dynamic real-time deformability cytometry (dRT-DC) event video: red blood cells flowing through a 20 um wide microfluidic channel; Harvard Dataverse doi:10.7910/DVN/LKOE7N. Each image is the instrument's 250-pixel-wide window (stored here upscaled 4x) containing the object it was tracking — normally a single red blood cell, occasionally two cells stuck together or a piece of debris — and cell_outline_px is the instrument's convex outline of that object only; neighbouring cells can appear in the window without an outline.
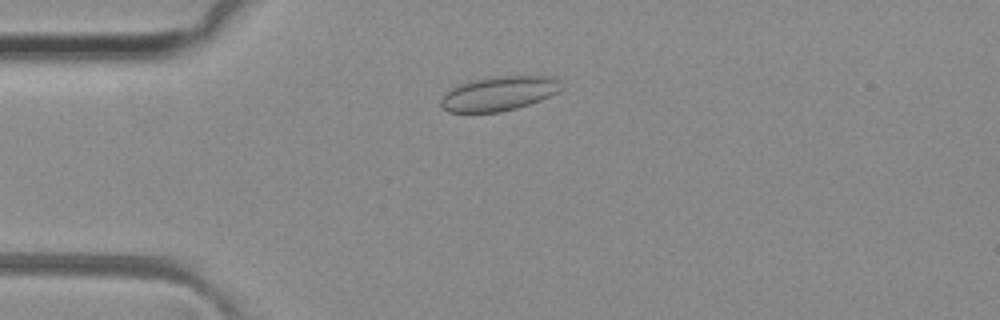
{"species": "common noctule bat (a hibernating species)", "species_latin": "Nyctalus noctula", "temperature_condition": "room temperature", "stored_images_in_passage": 48, "camera_frame_rate_fps": 3000, "um_per_image_px": 0.085, "animal": {"sex": "female", "body_mass_g": 29.2, "forearm_length_mm": 56.3}, "frame": {"image": 1, "passage_image": 10, "time_ms": 3.0, "image_size_px": [1000, 320], "cell_outline_px": [[556, 92], [540, 100], [516, 108], [500, 112], [448, 112], [440, 108], [440, 100], [452, 88], [468, 80], [488, 76], [556, 76]], "centroid_in_image_um": [42.3, 7.95], "position_along_channel_um": 42.7, "area_um2": 23.81}}
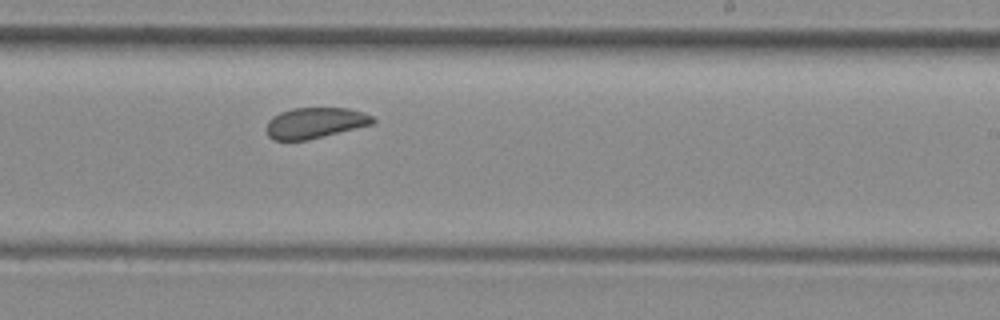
{"frame": {"image": 2, "passage_image": 28, "time_ms": 9.0, "image_size_px": [1000, 320], "cell_outline_px": [[376, 120], [372, 124], [308, 140], [272, 140], [268, 136], [268, 120], [272, 116], [280, 112], [292, 108], [348, 108], [364, 112], [372, 116]], "centroid_in_image_um": [26.78, 10.44], "position_along_channel_um": 262.2, "area_um2": 19.02}}
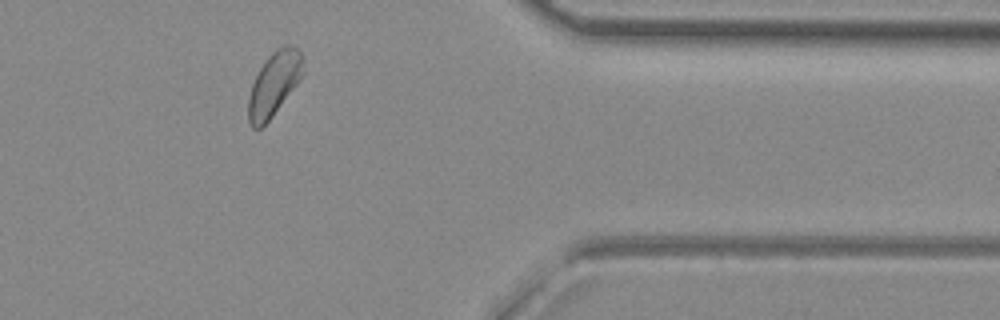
{"frame": {"image": 3, "passage_image": 39, "time_ms": 12.667, "image_size_px": [1000, 320], "cell_outline_px": [[304, 60], [300, 80], [272, 116], [260, 128], [252, 128], [248, 120], [248, 96], [252, 84], [264, 60], [276, 48], [284, 44], [288, 44], [296, 48], [304, 56]], "centroid_in_image_um": [23.29, 7.1], "position_along_channel_um": 388.1, "area_um2": 20.29}, "authors_computed_cell_mechanics": {"area_um2": 20.6635, "velocity_mm_per_s": 4.0269, "shape_relaxation_time_tau1_ms": null, "shape_relaxation_time_tau2_ms": 0.9198, "deformation_change_tau1": null, "deformation_change_tau2": 0.0425}}